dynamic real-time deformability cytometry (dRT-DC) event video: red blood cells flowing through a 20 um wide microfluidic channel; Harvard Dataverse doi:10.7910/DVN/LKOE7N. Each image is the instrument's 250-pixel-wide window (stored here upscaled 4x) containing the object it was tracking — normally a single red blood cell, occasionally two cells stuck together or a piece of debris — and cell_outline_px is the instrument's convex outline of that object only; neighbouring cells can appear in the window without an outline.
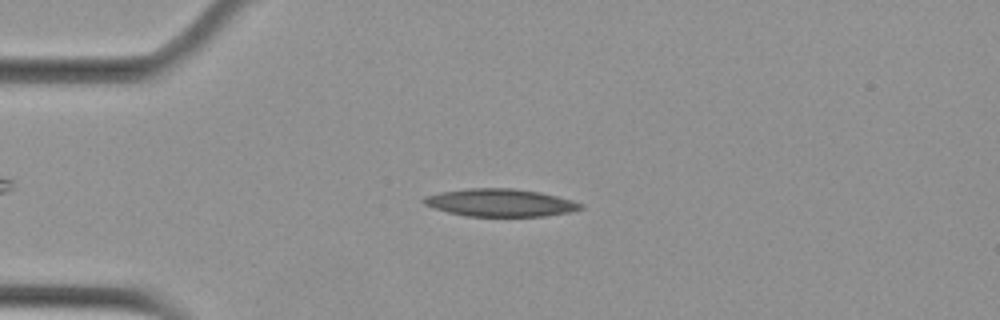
{"species": "Egyptian fruit bat (a non-hibernating species)", "species_latin": "Rousettus aegyptiacus", "temperature_condition": "cold", "stored_images_in_passage": 50, "camera_frame_rate_fps": 3000, "um_per_image_px": 0.085, "animal": {"sex": "female"}, "frame": {"image": 1, "passage_image": 7, "time_ms": 2.0, "image_size_px": [1000, 320], "cell_outline_px": [[584, 208], [568, 212], [544, 216], [468, 216], [448, 212], [424, 204], [420, 200], [424, 196], [440, 192], [468, 188], [512, 188], [540, 192], [572, 200], [584, 204]], "centroid_in_image_um": [42.51, 17.22], "position_along_channel_um": 42.5, "area_um2": 25.2}}
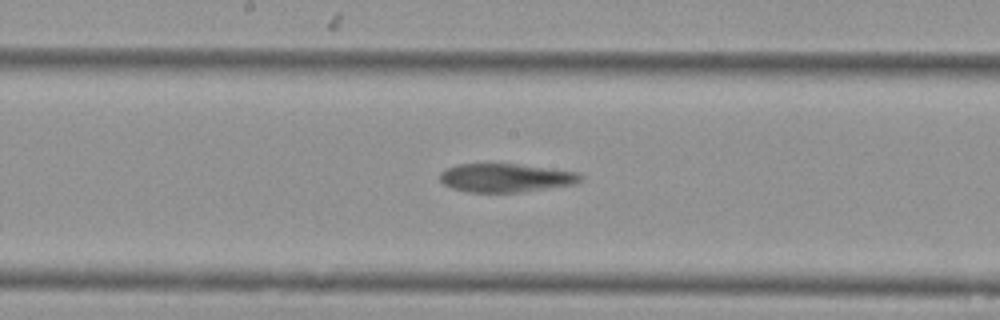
{"frame": {"image": 2, "passage_image": 23, "time_ms": 7.333, "image_size_px": [1000, 320], "cell_outline_px": [[584, 176], [580, 180], [572, 184], [520, 192], [468, 192], [452, 188], [444, 184], [440, 180], [440, 172], [444, 168], [456, 164], [516, 164], [576, 172]], "centroid_in_image_um": [42.91, 15.11], "position_along_channel_um": 205.3, "area_um2": 23.12}}
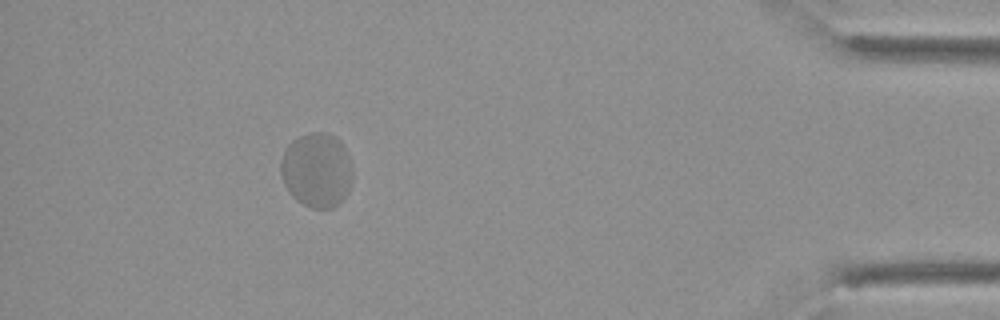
{"frame": {"image": 3, "passage_image": 45, "time_ms": 14.667, "image_size_px": [1000, 320], "cell_outline_px": [[352, 180], [348, 192], [332, 208], [312, 208], [296, 200], [288, 192], [284, 184], [280, 172], [280, 160], [288, 144], [292, 140], [308, 132], [328, 132], [336, 136], [340, 140], [348, 152], [352, 172]], "centroid_in_image_um": [26.91, 14.42], "position_along_channel_um": 408.3, "area_um2": 31.5}}